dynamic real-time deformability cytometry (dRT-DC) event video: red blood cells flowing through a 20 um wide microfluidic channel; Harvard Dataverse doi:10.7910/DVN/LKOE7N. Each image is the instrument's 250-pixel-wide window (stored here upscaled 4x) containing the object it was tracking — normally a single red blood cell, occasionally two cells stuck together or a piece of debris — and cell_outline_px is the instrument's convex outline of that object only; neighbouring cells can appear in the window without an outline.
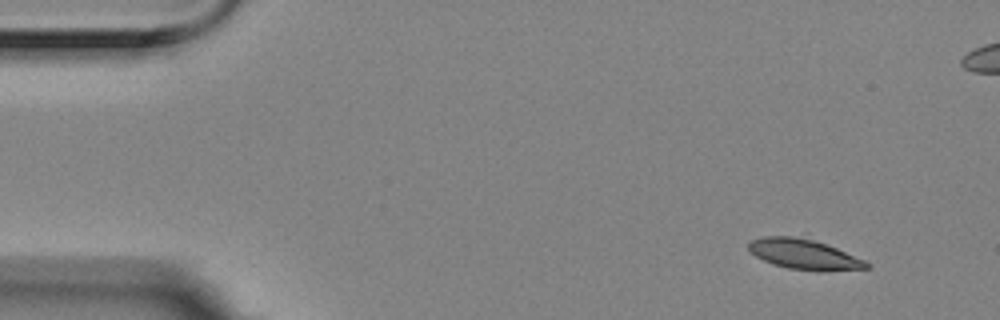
{"species": "Egyptian fruit bat (a non-hibernating species)", "species_latin": "Rousettus aegyptiacus", "temperature_condition": "room temperature", "stored_images_in_passage": 5, "camera_frame_rate_fps": 3000, "um_per_image_px": 0.085, "animal": {"sex": "female"}, "frame": {"image": 1, "passage_image": 1, "time_ms": 0.0, "image_size_px": [1000, 320], "cell_outline_px": [[872, 264], [868, 268], [788, 268], [772, 264], [756, 256], [748, 248], [748, 244], [752, 240], [764, 236], [792, 236], [812, 240], [836, 248], [864, 260]], "centroid_in_image_um": [68.24, 21.56], "position_along_channel_um": 16.8, "area_um2": 19.36}}